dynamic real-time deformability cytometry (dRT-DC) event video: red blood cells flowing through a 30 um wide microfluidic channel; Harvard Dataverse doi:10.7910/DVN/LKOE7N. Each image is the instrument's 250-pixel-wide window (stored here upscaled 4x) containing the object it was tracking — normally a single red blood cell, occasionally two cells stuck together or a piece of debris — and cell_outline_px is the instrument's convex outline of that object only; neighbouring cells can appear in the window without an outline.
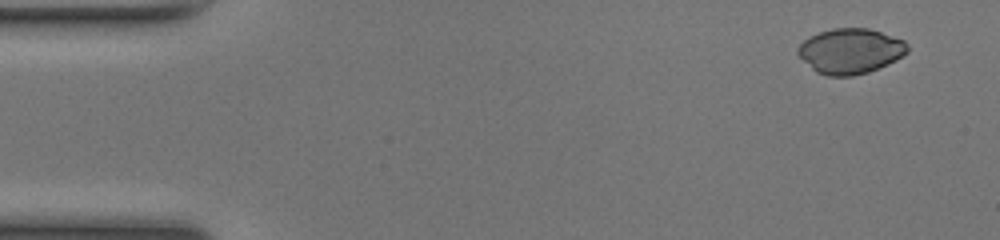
{"species": "common noctule bat (a hibernating species)", "species_latin": "Nyctalus noctula", "temperature_condition": "room temperature", "stored_images_in_passage": 48, "camera_frame_rate_fps": 3000, "um_per_image_px": 0.085, "animal": {"sex": "female", "body_mass_g": 17.0, "forearm_length_mm": 48.0}, "frame": {"image": 1, "passage_image": 1, "time_ms": 0.0, "image_size_px": [1000, 240], "cell_outline_px": [[908, 52], [896, 60], [888, 64], [868, 72], [852, 76], [828, 76], [816, 72], [796, 52], [796, 48], [808, 36], [832, 28], [868, 28], [904, 40], [908, 44]], "centroid_in_image_um": [72.28, 4.34], "position_along_channel_um": 12.7, "area_um2": 28.84}}
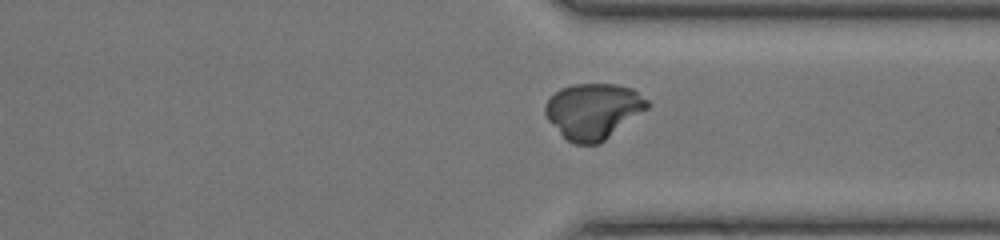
{"frame": {"image": 2, "passage_image": 35, "time_ms": 11.333, "image_size_px": [1000, 240], "cell_outline_px": [[648, 108], [600, 144], [576, 144], [568, 140], [548, 120], [544, 112], [544, 108], [548, 100], [560, 88], [572, 84], [616, 84], [632, 88], [648, 100]], "centroid_in_image_um": [50.43, 9.43], "position_along_channel_um": 361.0, "area_um2": 32.89}}
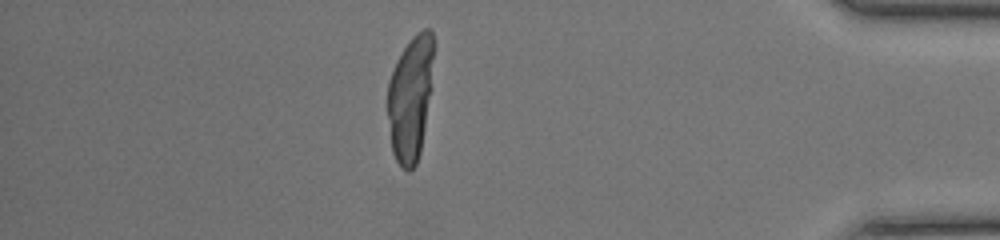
{"frame": {"image": 3, "passage_image": 41, "time_ms": 13.333, "image_size_px": [1000, 240], "cell_outline_px": [[436, 44], [420, 152], [416, 164], [408, 172], [396, 160], [392, 152], [388, 116], [388, 80], [396, 60], [412, 36], [416, 32], [424, 28], [428, 28], [432, 32]], "centroid_in_image_um": [34.88, 8.24], "position_along_channel_um": 400.3, "area_um2": 33.29}}